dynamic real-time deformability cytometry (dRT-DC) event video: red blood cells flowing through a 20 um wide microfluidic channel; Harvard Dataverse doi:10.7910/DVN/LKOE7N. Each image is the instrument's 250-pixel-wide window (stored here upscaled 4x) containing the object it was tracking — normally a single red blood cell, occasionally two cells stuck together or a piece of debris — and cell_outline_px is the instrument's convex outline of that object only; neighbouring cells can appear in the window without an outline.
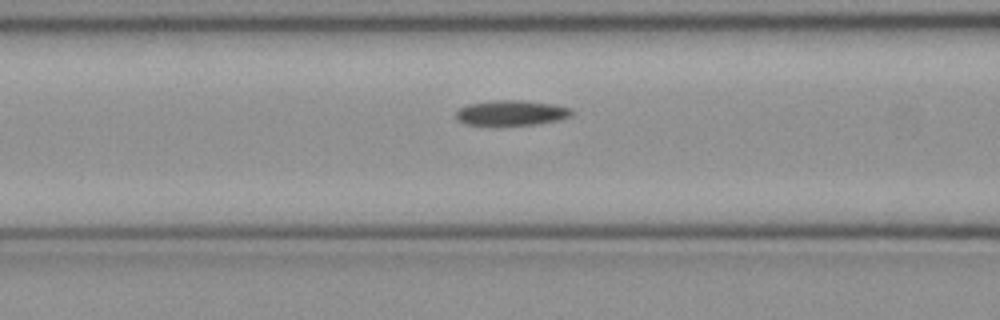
{"species": "common noctule bat (a hibernating species)", "species_latin": "Nyctalus noctula", "temperature_condition": "cold", "stored_images_in_passage": 43, "camera_frame_rate_fps": 3000, "um_per_image_px": 0.085, "animal": {"sex": "female", "body_mass_g": 21.9}, "frame": {"image": 1, "passage_image": 18, "time_ms": 5.667, "image_size_px": [1000, 320], "cell_outline_px": [[572, 116], [560, 120], [536, 124], [496, 128], [464, 124], [456, 120], [456, 112], [460, 108], [468, 104], [492, 100], [520, 100], [556, 104], [572, 108]], "centroid_in_image_um": [43.43, 9.64], "position_along_channel_um": 123.2, "area_um2": 17.98}}
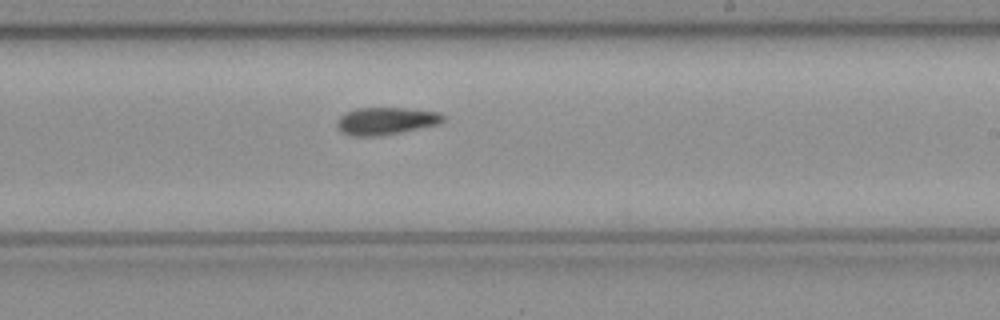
{"frame": {"image": 2, "passage_image": 28, "time_ms": 9.0, "image_size_px": [1000, 320], "cell_outline_px": [[444, 120], [440, 124], [400, 132], [376, 136], [352, 136], [340, 132], [336, 128], [336, 120], [344, 112], [356, 108], [404, 108], [440, 112], [444, 116]], "centroid_in_image_um": [32.75, 10.28], "position_along_channel_um": 256.2, "area_um2": 17.11}}
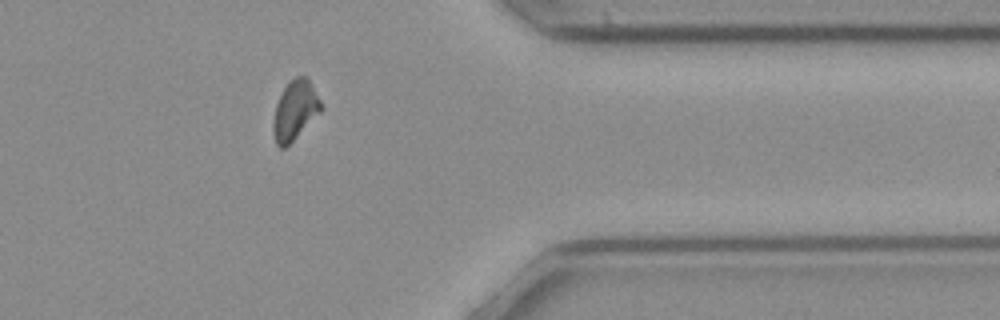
{"frame": {"image": 3, "passage_image": 39, "time_ms": 12.667, "image_size_px": [1000, 320], "cell_outline_px": [[324, 108], [284, 148], [280, 148], [276, 144], [272, 132], [272, 124], [276, 104], [284, 88], [296, 76], [304, 76], [308, 80], [320, 100]], "centroid_in_image_um": [25.05, 9.39], "position_along_channel_um": 386.4, "area_um2": 16.07}}